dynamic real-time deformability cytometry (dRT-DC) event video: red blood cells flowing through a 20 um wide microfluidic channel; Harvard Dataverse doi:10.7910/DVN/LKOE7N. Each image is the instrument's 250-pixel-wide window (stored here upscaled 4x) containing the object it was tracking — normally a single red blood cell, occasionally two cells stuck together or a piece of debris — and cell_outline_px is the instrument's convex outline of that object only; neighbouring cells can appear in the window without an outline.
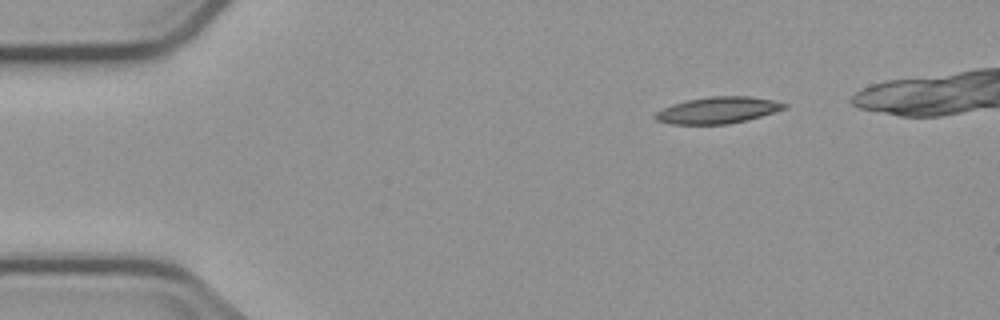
{"species": "common noctule bat (a hibernating species)", "species_latin": "Nyctalus noctula", "temperature_condition": "cold", "stored_images_in_passage": 3, "camera_frame_rate_fps": 3000, "um_per_image_px": 0.085, "animal": {"sex": "male", "body_mass_g": 23.1, "forearm_length_mm": 52.7}, "frame": {"image": 1, "passage_image": 1, "time_ms": 0.0, "image_size_px": [1000, 320], "cell_outline_px": [[788, 108], [748, 120], [728, 124], [672, 124], [656, 120], [652, 116], [656, 112], [672, 104], [688, 100], [708, 96], [748, 96], [772, 100], [788, 104]], "centroid_in_image_um": [61.03, 9.37], "position_along_channel_um": 24.0, "area_um2": 20.0}}